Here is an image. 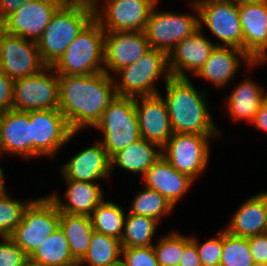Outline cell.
<instances>
[{
	"label": "cell",
	"instance_id": "cell-52",
	"mask_svg": "<svg viewBox=\"0 0 267 266\" xmlns=\"http://www.w3.org/2000/svg\"><path fill=\"white\" fill-rule=\"evenodd\" d=\"M266 214H267V192H266Z\"/></svg>",
	"mask_w": 267,
	"mask_h": 266
},
{
	"label": "cell",
	"instance_id": "cell-3",
	"mask_svg": "<svg viewBox=\"0 0 267 266\" xmlns=\"http://www.w3.org/2000/svg\"><path fill=\"white\" fill-rule=\"evenodd\" d=\"M92 0H66L36 41L41 60L52 67L80 31L94 18Z\"/></svg>",
	"mask_w": 267,
	"mask_h": 266
},
{
	"label": "cell",
	"instance_id": "cell-8",
	"mask_svg": "<svg viewBox=\"0 0 267 266\" xmlns=\"http://www.w3.org/2000/svg\"><path fill=\"white\" fill-rule=\"evenodd\" d=\"M59 92L58 74L52 67L45 66L36 74L15 80L13 110L58 109Z\"/></svg>",
	"mask_w": 267,
	"mask_h": 266
},
{
	"label": "cell",
	"instance_id": "cell-27",
	"mask_svg": "<svg viewBox=\"0 0 267 266\" xmlns=\"http://www.w3.org/2000/svg\"><path fill=\"white\" fill-rule=\"evenodd\" d=\"M243 81L230 93L227 107L234 120L245 119L251 123L265 100L264 90L251 80Z\"/></svg>",
	"mask_w": 267,
	"mask_h": 266
},
{
	"label": "cell",
	"instance_id": "cell-14",
	"mask_svg": "<svg viewBox=\"0 0 267 266\" xmlns=\"http://www.w3.org/2000/svg\"><path fill=\"white\" fill-rule=\"evenodd\" d=\"M66 0H33L7 16L0 28L27 40L37 41L49 25L52 16Z\"/></svg>",
	"mask_w": 267,
	"mask_h": 266
},
{
	"label": "cell",
	"instance_id": "cell-39",
	"mask_svg": "<svg viewBox=\"0 0 267 266\" xmlns=\"http://www.w3.org/2000/svg\"><path fill=\"white\" fill-rule=\"evenodd\" d=\"M0 242V266H23L28 261V256L10 238L3 237Z\"/></svg>",
	"mask_w": 267,
	"mask_h": 266
},
{
	"label": "cell",
	"instance_id": "cell-28",
	"mask_svg": "<svg viewBox=\"0 0 267 266\" xmlns=\"http://www.w3.org/2000/svg\"><path fill=\"white\" fill-rule=\"evenodd\" d=\"M60 227L65 233L73 259L80 262L88 251L94 232L90 216L60 213Z\"/></svg>",
	"mask_w": 267,
	"mask_h": 266
},
{
	"label": "cell",
	"instance_id": "cell-30",
	"mask_svg": "<svg viewBox=\"0 0 267 266\" xmlns=\"http://www.w3.org/2000/svg\"><path fill=\"white\" fill-rule=\"evenodd\" d=\"M120 240L94 231L86 255L79 262L81 266H110L121 261Z\"/></svg>",
	"mask_w": 267,
	"mask_h": 266
},
{
	"label": "cell",
	"instance_id": "cell-35",
	"mask_svg": "<svg viewBox=\"0 0 267 266\" xmlns=\"http://www.w3.org/2000/svg\"><path fill=\"white\" fill-rule=\"evenodd\" d=\"M6 188L0 191V236L10 237L22 220L24 209L32 200L24 203L10 199Z\"/></svg>",
	"mask_w": 267,
	"mask_h": 266
},
{
	"label": "cell",
	"instance_id": "cell-19",
	"mask_svg": "<svg viewBox=\"0 0 267 266\" xmlns=\"http://www.w3.org/2000/svg\"><path fill=\"white\" fill-rule=\"evenodd\" d=\"M215 44L198 28L192 35L180 41L168 55L171 77L188 78L185 71L194 75L205 64Z\"/></svg>",
	"mask_w": 267,
	"mask_h": 266
},
{
	"label": "cell",
	"instance_id": "cell-32",
	"mask_svg": "<svg viewBox=\"0 0 267 266\" xmlns=\"http://www.w3.org/2000/svg\"><path fill=\"white\" fill-rule=\"evenodd\" d=\"M124 210L117 205L103 200L90 215L94 231L121 239L126 216Z\"/></svg>",
	"mask_w": 267,
	"mask_h": 266
},
{
	"label": "cell",
	"instance_id": "cell-1",
	"mask_svg": "<svg viewBox=\"0 0 267 266\" xmlns=\"http://www.w3.org/2000/svg\"><path fill=\"white\" fill-rule=\"evenodd\" d=\"M59 110L71 130L95 126L117 97L114 78L105 71L92 75H58Z\"/></svg>",
	"mask_w": 267,
	"mask_h": 266
},
{
	"label": "cell",
	"instance_id": "cell-38",
	"mask_svg": "<svg viewBox=\"0 0 267 266\" xmlns=\"http://www.w3.org/2000/svg\"><path fill=\"white\" fill-rule=\"evenodd\" d=\"M124 266H159L153 246L122 248Z\"/></svg>",
	"mask_w": 267,
	"mask_h": 266
},
{
	"label": "cell",
	"instance_id": "cell-33",
	"mask_svg": "<svg viewBox=\"0 0 267 266\" xmlns=\"http://www.w3.org/2000/svg\"><path fill=\"white\" fill-rule=\"evenodd\" d=\"M133 200L130 213L155 219L157 222L161 216L173 210V206L159 192L145 187L137 193Z\"/></svg>",
	"mask_w": 267,
	"mask_h": 266
},
{
	"label": "cell",
	"instance_id": "cell-43",
	"mask_svg": "<svg viewBox=\"0 0 267 266\" xmlns=\"http://www.w3.org/2000/svg\"><path fill=\"white\" fill-rule=\"evenodd\" d=\"M29 1L33 0H0V23Z\"/></svg>",
	"mask_w": 267,
	"mask_h": 266
},
{
	"label": "cell",
	"instance_id": "cell-18",
	"mask_svg": "<svg viewBox=\"0 0 267 266\" xmlns=\"http://www.w3.org/2000/svg\"><path fill=\"white\" fill-rule=\"evenodd\" d=\"M137 98L134 104L140 137L162 147L173 135L165 100L160 93Z\"/></svg>",
	"mask_w": 267,
	"mask_h": 266
},
{
	"label": "cell",
	"instance_id": "cell-21",
	"mask_svg": "<svg viewBox=\"0 0 267 266\" xmlns=\"http://www.w3.org/2000/svg\"><path fill=\"white\" fill-rule=\"evenodd\" d=\"M32 158L29 111L9 110L0 114V154Z\"/></svg>",
	"mask_w": 267,
	"mask_h": 266
},
{
	"label": "cell",
	"instance_id": "cell-44",
	"mask_svg": "<svg viewBox=\"0 0 267 266\" xmlns=\"http://www.w3.org/2000/svg\"><path fill=\"white\" fill-rule=\"evenodd\" d=\"M251 123H254L257 129L265 130L267 132V102L265 100L261 104Z\"/></svg>",
	"mask_w": 267,
	"mask_h": 266
},
{
	"label": "cell",
	"instance_id": "cell-16",
	"mask_svg": "<svg viewBox=\"0 0 267 266\" xmlns=\"http://www.w3.org/2000/svg\"><path fill=\"white\" fill-rule=\"evenodd\" d=\"M149 49L144 31H105L104 71L116 73L136 62Z\"/></svg>",
	"mask_w": 267,
	"mask_h": 266
},
{
	"label": "cell",
	"instance_id": "cell-13",
	"mask_svg": "<svg viewBox=\"0 0 267 266\" xmlns=\"http://www.w3.org/2000/svg\"><path fill=\"white\" fill-rule=\"evenodd\" d=\"M43 64L35 41L0 28V70L13 80L36 74Z\"/></svg>",
	"mask_w": 267,
	"mask_h": 266
},
{
	"label": "cell",
	"instance_id": "cell-31",
	"mask_svg": "<svg viewBox=\"0 0 267 266\" xmlns=\"http://www.w3.org/2000/svg\"><path fill=\"white\" fill-rule=\"evenodd\" d=\"M157 221L153 218L135 215L130 212L126 215L123 235L120 239L122 248L153 246Z\"/></svg>",
	"mask_w": 267,
	"mask_h": 266
},
{
	"label": "cell",
	"instance_id": "cell-20",
	"mask_svg": "<svg viewBox=\"0 0 267 266\" xmlns=\"http://www.w3.org/2000/svg\"><path fill=\"white\" fill-rule=\"evenodd\" d=\"M107 151L100 141L73 156L62 166L64 180L93 182L108 177L111 162Z\"/></svg>",
	"mask_w": 267,
	"mask_h": 266
},
{
	"label": "cell",
	"instance_id": "cell-26",
	"mask_svg": "<svg viewBox=\"0 0 267 266\" xmlns=\"http://www.w3.org/2000/svg\"><path fill=\"white\" fill-rule=\"evenodd\" d=\"M161 156V147L157 143L140 138L110 158L111 169L114 166H118L127 171L139 172L143 177L146 171Z\"/></svg>",
	"mask_w": 267,
	"mask_h": 266
},
{
	"label": "cell",
	"instance_id": "cell-47",
	"mask_svg": "<svg viewBox=\"0 0 267 266\" xmlns=\"http://www.w3.org/2000/svg\"><path fill=\"white\" fill-rule=\"evenodd\" d=\"M4 188V173L2 168L0 167V191H2Z\"/></svg>",
	"mask_w": 267,
	"mask_h": 266
},
{
	"label": "cell",
	"instance_id": "cell-4",
	"mask_svg": "<svg viewBox=\"0 0 267 266\" xmlns=\"http://www.w3.org/2000/svg\"><path fill=\"white\" fill-rule=\"evenodd\" d=\"M105 31L93 18L52 66L58 75H92L104 71Z\"/></svg>",
	"mask_w": 267,
	"mask_h": 266
},
{
	"label": "cell",
	"instance_id": "cell-23",
	"mask_svg": "<svg viewBox=\"0 0 267 266\" xmlns=\"http://www.w3.org/2000/svg\"><path fill=\"white\" fill-rule=\"evenodd\" d=\"M244 59L248 66L258 65L250 56L240 48L228 46H216L212 49L209 58L201 69L195 74L196 77L209 80L212 84L222 87L232 79L240 65V58Z\"/></svg>",
	"mask_w": 267,
	"mask_h": 266
},
{
	"label": "cell",
	"instance_id": "cell-15",
	"mask_svg": "<svg viewBox=\"0 0 267 266\" xmlns=\"http://www.w3.org/2000/svg\"><path fill=\"white\" fill-rule=\"evenodd\" d=\"M194 9L199 16V28L202 29L204 24L220 42H223V44H215L216 46L243 50V30L236 4L225 0L208 3Z\"/></svg>",
	"mask_w": 267,
	"mask_h": 266
},
{
	"label": "cell",
	"instance_id": "cell-53",
	"mask_svg": "<svg viewBox=\"0 0 267 266\" xmlns=\"http://www.w3.org/2000/svg\"><path fill=\"white\" fill-rule=\"evenodd\" d=\"M265 101L267 102V93L264 94Z\"/></svg>",
	"mask_w": 267,
	"mask_h": 266
},
{
	"label": "cell",
	"instance_id": "cell-48",
	"mask_svg": "<svg viewBox=\"0 0 267 266\" xmlns=\"http://www.w3.org/2000/svg\"><path fill=\"white\" fill-rule=\"evenodd\" d=\"M23 266H42V265L35 264L28 260Z\"/></svg>",
	"mask_w": 267,
	"mask_h": 266
},
{
	"label": "cell",
	"instance_id": "cell-5",
	"mask_svg": "<svg viewBox=\"0 0 267 266\" xmlns=\"http://www.w3.org/2000/svg\"><path fill=\"white\" fill-rule=\"evenodd\" d=\"M94 127L104 132V138L99 141L110 158L139 140L141 137L134 98L117 95Z\"/></svg>",
	"mask_w": 267,
	"mask_h": 266
},
{
	"label": "cell",
	"instance_id": "cell-9",
	"mask_svg": "<svg viewBox=\"0 0 267 266\" xmlns=\"http://www.w3.org/2000/svg\"><path fill=\"white\" fill-rule=\"evenodd\" d=\"M155 7L150 12L144 32L150 48L169 55L180 41L199 28V16L157 12Z\"/></svg>",
	"mask_w": 267,
	"mask_h": 266
},
{
	"label": "cell",
	"instance_id": "cell-6",
	"mask_svg": "<svg viewBox=\"0 0 267 266\" xmlns=\"http://www.w3.org/2000/svg\"><path fill=\"white\" fill-rule=\"evenodd\" d=\"M165 73V81L171 75L168 67V55L163 51L150 48L136 62L116 72L121 78L120 83L114 78L118 96L137 98L158 94L154 82Z\"/></svg>",
	"mask_w": 267,
	"mask_h": 266
},
{
	"label": "cell",
	"instance_id": "cell-34",
	"mask_svg": "<svg viewBox=\"0 0 267 266\" xmlns=\"http://www.w3.org/2000/svg\"><path fill=\"white\" fill-rule=\"evenodd\" d=\"M253 263L248 238L234 236L223 230L220 266H251Z\"/></svg>",
	"mask_w": 267,
	"mask_h": 266
},
{
	"label": "cell",
	"instance_id": "cell-41",
	"mask_svg": "<svg viewBox=\"0 0 267 266\" xmlns=\"http://www.w3.org/2000/svg\"><path fill=\"white\" fill-rule=\"evenodd\" d=\"M255 263L267 265V232L248 238Z\"/></svg>",
	"mask_w": 267,
	"mask_h": 266
},
{
	"label": "cell",
	"instance_id": "cell-46",
	"mask_svg": "<svg viewBox=\"0 0 267 266\" xmlns=\"http://www.w3.org/2000/svg\"><path fill=\"white\" fill-rule=\"evenodd\" d=\"M236 5H241V4H246V3H251V2H256L258 0H228Z\"/></svg>",
	"mask_w": 267,
	"mask_h": 266
},
{
	"label": "cell",
	"instance_id": "cell-11",
	"mask_svg": "<svg viewBox=\"0 0 267 266\" xmlns=\"http://www.w3.org/2000/svg\"><path fill=\"white\" fill-rule=\"evenodd\" d=\"M32 157H53L62 145L76 135L59 109L29 111Z\"/></svg>",
	"mask_w": 267,
	"mask_h": 266
},
{
	"label": "cell",
	"instance_id": "cell-17",
	"mask_svg": "<svg viewBox=\"0 0 267 266\" xmlns=\"http://www.w3.org/2000/svg\"><path fill=\"white\" fill-rule=\"evenodd\" d=\"M243 50L254 62L267 60V0L237 5Z\"/></svg>",
	"mask_w": 267,
	"mask_h": 266
},
{
	"label": "cell",
	"instance_id": "cell-36",
	"mask_svg": "<svg viewBox=\"0 0 267 266\" xmlns=\"http://www.w3.org/2000/svg\"><path fill=\"white\" fill-rule=\"evenodd\" d=\"M159 266H178L184 250V235L173 232L153 245Z\"/></svg>",
	"mask_w": 267,
	"mask_h": 266
},
{
	"label": "cell",
	"instance_id": "cell-42",
	"mask_svg": "<svg viewBox=\"0 0 267 266\" xmlns=\"http://www.w3.org/2000/svg\"><path fill=\"white\" fill-rule=\"evenodd\" d=\"M178 266H202L196 244L191 237H184V250Z\"/></svg>",
	"mask_w": 267,
	"mask_h": 266
},
{
	"label": "cell",
	"instance_id": "cell-40",
	"mask_svg": "<svg viewBox=\"0 0 267 266\" xmlns=\"http://www.w3.org/2000/svg\"><path fill=\"white\" fill-rule=\"evenodd\" d=\"M14 82L0 70V114L13 110Z\"/></svg>",
	"mask_w": 267,
	"mask_h": 266
},
{
	"label": "cell",
	"instance_id": "cell-2",
	"mask_svg": "<svg viewBox=\"0 0 267 266\" xmlns=\"http://www.w3.org/2000/svg\"><path fill=\"white\" fill-rule=\"evenodd\" d=\"M165 85L164 100L173 133L218 136V129L204 99L205 92H199L189 78L170 77Z\"/></svg>",
	"mask_w": 267,
	"mask_h": 266
},
{
	"label": "cell",
	"instance_id": "cell-22",
	"mask_svg": "<svg viewBox=\"0 0 267 266\" xmlns=\"http://www.w3.org/2000/svg\"><path fill=\"white\" fill-rule=\"evenodd\" d=\"M142 178L145 187L159 192L173 207L194 181L173 168L163 156L152 164Z\"/></svg>",
	"mask_w": 267,
	"mask_h": 266
},
{
	"label": "cell",
	"instance_id": "cell-7",
	"mask_svg": "<svg viewBox=\"0 0 267 266\" xmlns=\"http://www.w3.org/2000/svg\"><path fill=\"white\" fill-rule=\"evenodd\" d=\"M60 226V212L47 197L32 200L10 238L29 257Z\"/></svg>",
	"mask_w": 267,
	"mask_h": 266
},
{
	"label": "cell",
	"instance_id": "cell-49",
	"mask_svg": "<svg viewBox=\"0 0 267 266\" xmlns=\"http://www.w3.org/2000/svg\"><path fill=\"white\" fill-rule=\"evenodd\" d=\"M110 266H124V264L122 261H119L118 263L110 265Z\"/></svg>",
	"mask_w": 267,
	"mask_h": 266
},
{
	"label": "cell",
	"instance_id": "cell-50",
	"mask_svg": "<svg viewBox=\"0 0 267 266\" xmlns=\"http://www.w3.org/2000/svg\"><path fill=\"white\" fill-rule=\"evenodd\" d=\"M251 266H267V265H264V264H261V263H253Z\"/></svg>",
	"mask_w": 267,
	"mask_h": 266
},
{
	"label": "cell",
	"instance_id": "cell-12",
	"mask_svg": "<svg viewBox=\"0 0 267 266\" xmlns=\"http://www.w3.org/2000/svg\"><path fill=\"white\" fill-rule=\"evenodd\" d=\"M94 5V18L104 31H144L157 0H106L102 13Z\"/></svg>",
	"mask_w": 267,
	"mask_h": 266
},
{
	"label": "cell",
	"instance_id": "cell-37",
	"mask_svg": "<svg viewBox=\"0 0 267 266\" xmlns=\"http://www.w3.org/2000/svg\"><path fill=\"white\" fill-rule=\"evenodd\" d=\"M218 234L217 237L211 238L201 245L196 238L191 237L196 244L202 266H220L223 250V230Z\"/></svg>",
	"mask_w": 267,
	"mask_h": 266
},
{
	"label": "cell",
	"instance_id": "cell-24",
	"mask_svg": "<svg viewBox=\"0 0 267 266\" xmlns=\"http://www.w3.org/2000/svg\"><path fill=\"white\" fill-rule=\"evenodd\" d=\"M228 233L250 238L267 232L266 192L247 199L224 229Z\"/></svg>",
	"mask_w": 267,
	"mask_h": 266
},
{
	"label": "cell",
	"instance_id": "cell-25",
	"mask_svg": "<svg viewBox=\"0 0 267 266\" xmlns=\"http://www.w3.org/2000/svg\"><path fill=\"white\" fill-rule=\"evenodd\" d=\"M68 188L65 192L66 204L56 194L49 197L58 207L60 213L90 216L104 200L103 191L97 183L65 180Z\"/></svg>",
	"mask_w": 267,
	"mask_h": 266
},
{
	"label": "cell",
	"instance_id": "cell-10",
	"mask_svg": "<svg viewBox=\"0 0 267 266\" xmlns=\"http://www.w3.org/2000/svg\"><path fill=\"white\" fill-rule=\"evenodd\" d=\"M200 134L173 133L172 137L161 147L162 156L177 171L195 180L207 166L210 138Z\"/></svg>",
	"mask_w": 267,
	"mask_h": 266
},
{
	"label": "cell",
	"instance_id": "cell-51",
	"mask_svg": "<svg viewBox=\"0 0 267 266\" xmlns=\"http://www.w3.org/2000/svg\"><path fill=\"white\" fill-rule=\"evenodd\" d=\"M68 266H80L79 262H76V263H73L71 265H68Z\"/></svg>",
	"mask_w": 267,
	"mask_h": 266
},
{
	"label": "cell",
	"instance_id": "cell-45",
	"mask_svg": "<svg viewBox=\"0 0 267 266\" xmlns=\"http://www.w3.org/2000/svg\"><path fill=\"white\" fill-rule=\"evenodd\" d=\"M218 1H225V0H197V1L194 0L191 3V6L193 8L198 9L199 7H201V6L205 5V4L212 3V2H218Z\"/></svg>",
	"mask_w": 267,
	"mask_h": 266
},
{
	"label": "cell",
	"instance_id": "cell-29",
	"mask_svg": "<svg viewBox=\"0 0 267 266\" xmlns=\"http://www.w3.org/2000/svg\"><path fill=\"white\" fill-rule=\"evenodd\" d=\"M28 260L42 266H68L76 263L60 226L41 243Z\"/></svg>",
	"mask_w": 267,
	"mask_h": 266
}]
</instances>
